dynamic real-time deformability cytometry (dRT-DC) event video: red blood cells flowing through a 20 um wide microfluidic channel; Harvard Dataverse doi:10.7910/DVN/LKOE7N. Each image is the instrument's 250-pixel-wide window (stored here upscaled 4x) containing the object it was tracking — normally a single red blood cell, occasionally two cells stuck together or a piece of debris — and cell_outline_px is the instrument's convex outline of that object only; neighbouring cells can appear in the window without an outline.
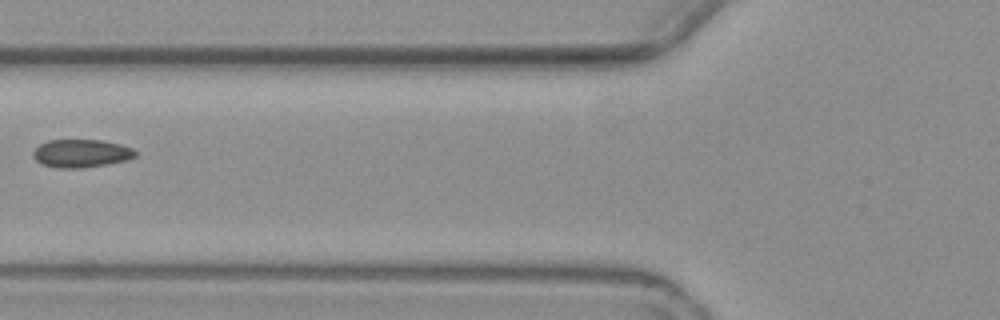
{"species": "common noctule bat (a hibernating species)", "species_latin": "Nyctalus noctula", "temperature_condition": "warm", "stored_images_in_passage": 7, "segment_of_instrument_passage": [2, 2], "camera_frame_rate_fps": 3000, "um_per_image_px": 0.085, "animal": {"sex": "female", "body_mass_g": 19.3, "forearm_length_mm": 54.1}, "frame": {"image": 1, "passage_image": 7, "time_ms": 7.333, "image_size_px": [1000, 320], "cell_outline_px": [[136, 156], [128, 160], [108, 164], [80, 168], [56, 168], [40, 164], [32, 156], [32, 152], [40, 144], [48, 140], [104, 140], [120, 144], [132, 148], [136, 152]], "centroid_in_image_um": [6.89, 13.04], "position_along_channel_um": 118.9, "area_um2": 16.88}}